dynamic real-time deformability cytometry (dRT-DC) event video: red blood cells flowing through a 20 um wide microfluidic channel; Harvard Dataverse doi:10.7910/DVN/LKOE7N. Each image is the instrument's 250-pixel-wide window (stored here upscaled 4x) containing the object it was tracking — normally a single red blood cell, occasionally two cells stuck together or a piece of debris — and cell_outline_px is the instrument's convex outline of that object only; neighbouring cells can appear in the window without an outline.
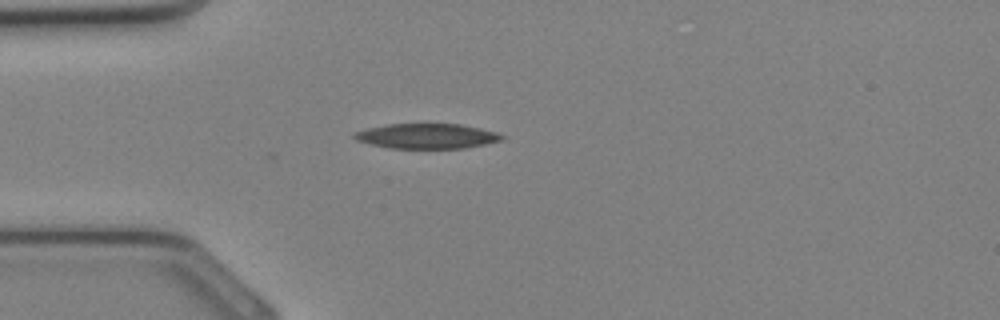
{"species": "Egyptian fruit bat (a non-hibernating species)", "species_latin": "Rousettus aegyptiacus", "temperature_condition": "cold", "stored_images_in_passage": 24, "camera_frame_rate_fps": 3000, "um_per_image_px": 0.085, "animal": {"sex": "female"}, "frame": {"image": 1, "passage_image": 3, "time_ms": 0.667, "image_size_px": [1000, 320], "cell_outline_px": [[508, 136], [504, 140], [464, 148], [388, 148], [356, 140], [352, 136], [356, 132], [368, 128], [388, 124], [460, 124], [480, 128], [496, 132]], "centroid_in_image_um": [36.34, 11.57], "position_along_channel_um": 48.7, "area_um2": 21.44}}
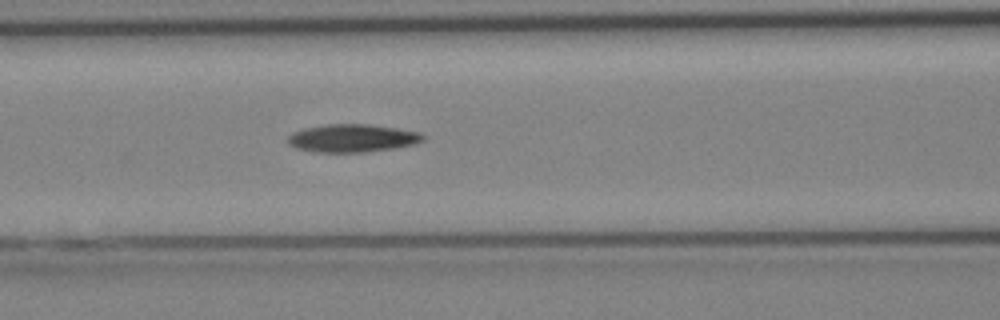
{"frame": {"image": 2, "passage_image": 8, "time_ms": 2.333, "image_size_px": [1000, 320], "cell_outline_px": [[424, 140], [412, 144], [392, 148], [364, 152], [312, 152], [296, 148], [288, 144], [288, 136], [292, 132], [304, 128], [324, 124], [368, 124], [396, 128], [420, 132], [424, 136]], "centroid_in_image_um": [29.89, 11.74], "position_along_channel_um": 136.7, "area_um2": 21.96}}
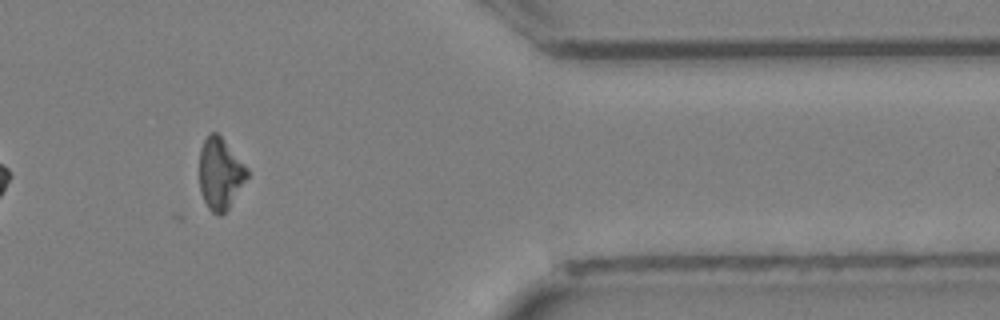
{"frame": {"image": 3, "passage_image": 22, "time_ms": 7.0, "image_size_px": [1000, 320], "cell_outline_px": [[248, 176], [228, 208], [220, 216], [216, 216], [208, 208], [200, 192], [200, 148], [204, 140], [212, 132], [216, 132], [220, 136], [248, 168]], "centroid_in_image_um": [18.7, 14.78], "position_along_channel_um": 392.7, "area_um2": 19.59}}